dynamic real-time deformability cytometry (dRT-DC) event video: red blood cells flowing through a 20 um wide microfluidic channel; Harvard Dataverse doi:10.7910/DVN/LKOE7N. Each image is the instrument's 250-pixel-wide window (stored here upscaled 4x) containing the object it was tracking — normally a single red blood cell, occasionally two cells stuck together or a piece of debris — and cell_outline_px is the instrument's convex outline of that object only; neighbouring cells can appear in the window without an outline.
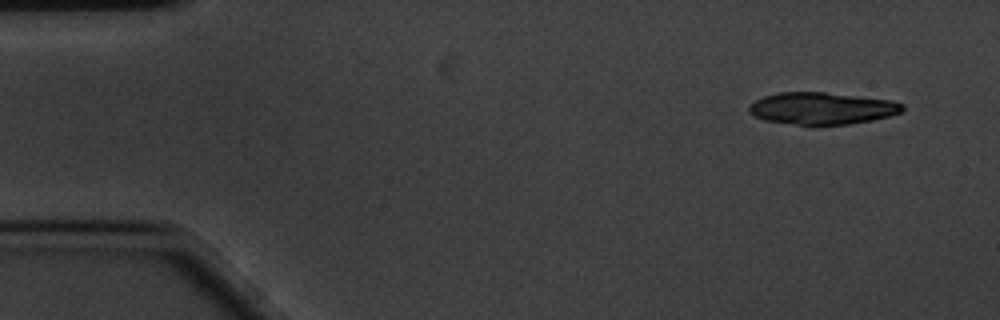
{"species": "common noctule bat (a hibernating species)", "species_latin": "Nyctalus noctula", "temperature_condition": "cold", "stored_images_in_passage": 53, "camera_frame_rate_fps": 3000, "um_per_image_px": 0.085, "animal": {"sex": "male", "body_mass_g": 20.1, "forearm_length_mm": 53.5}, "frame": {"image": 1, "passage_image": 1, "time_ms": 0.0, "image_size_px": [1000, 320], "cell_outline_px": [[904, 112], [872, 120], [848, 124], [812, 128], [764, 120], [748, 112], [748, 104], [764, 96], [780, 92], [824, 92], [892, 100], [904, 104]], "centroid_in_image_um": [69.85, 9.24], "position_along_channel_um": 15.2, "area_um2": 29.48}}
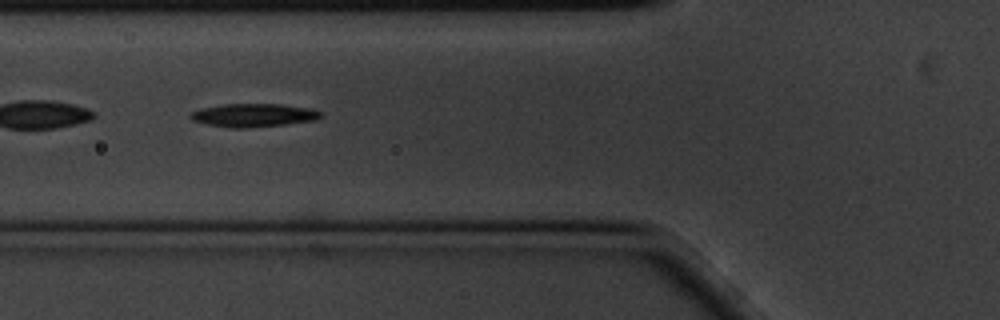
{"frame": {"image": 2, "passage_image": 18, "time_ms": 5.667, "image_size_px": [1000, 320], "cell_outline_px": [[324, 116], [316, 120], [284, 124], [248, 128], [232, 128], [208, 124], [192, 120], [188, 116], [192, 112], [200, 108], [224, 104], [284, 104], [312, 108], [320, 112]], "centroid_in_image_um": [21.57, 9.79], "position_along_channel_um": 104.2, "area_um2": 17.74}}
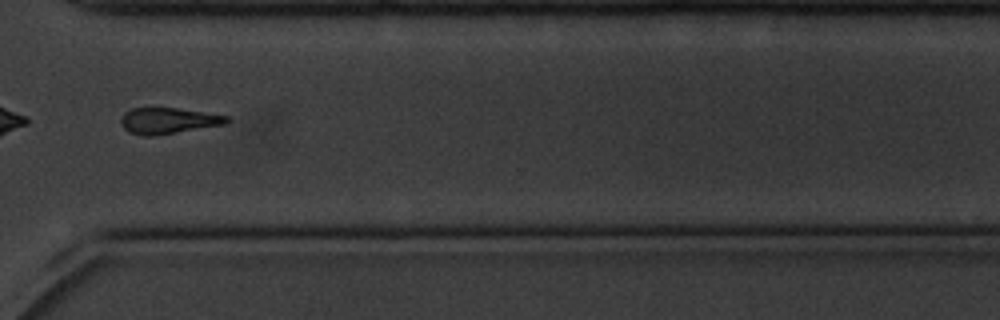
{"frame": {"image": 3, "passage_image": 40, "time_ms": 13.0, "image_size_px": [1000, 320], "cell_outline_px": [[232, 120], [228, 124], [152, 136], [144, 136], [128, 132], [124, 128], [120, 120], [124, 112], [132, 108], [176, 108], [228, 116]], "centroid_in_image_um": [14.32, 10.26], "position_along_channel_um": 356.3, "area_um2": 16.07}}